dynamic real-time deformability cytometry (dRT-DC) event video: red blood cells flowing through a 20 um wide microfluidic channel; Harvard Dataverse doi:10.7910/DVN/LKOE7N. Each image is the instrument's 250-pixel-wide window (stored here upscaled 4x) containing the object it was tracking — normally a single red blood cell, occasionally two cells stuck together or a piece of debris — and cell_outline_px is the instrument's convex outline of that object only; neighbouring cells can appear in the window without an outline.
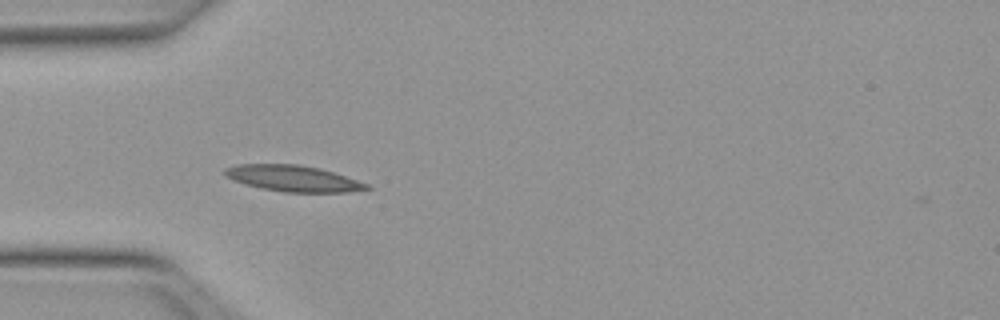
{"species": "Egyptian fruit bat (a non-hibernating species)", "species_latin": "Rousettus aegyptiacus", "temperature_condition": "warm", "stored_images_in_passage": 36, "camera_frame_rate_fps": 3000, "um_per_image_px": 0.085, "animal": {"sex": "female"}, "frame": {"image": 1, "passage_image": 1, "time_ms": 0.0, "image_size_px": [1000, 320], "cell_outline_px": [[372, 188], [348, 192], [284, 192], [260, 188], [244, 184], [232, 180], [224, 176], [224, 168], [236, 164], [300, 164], [320, 168], [368, 184]], "centroid_in_image_um": [24.85, 15.16], "position_along_channel_um": 60.2, "area_um2": 21.62}}
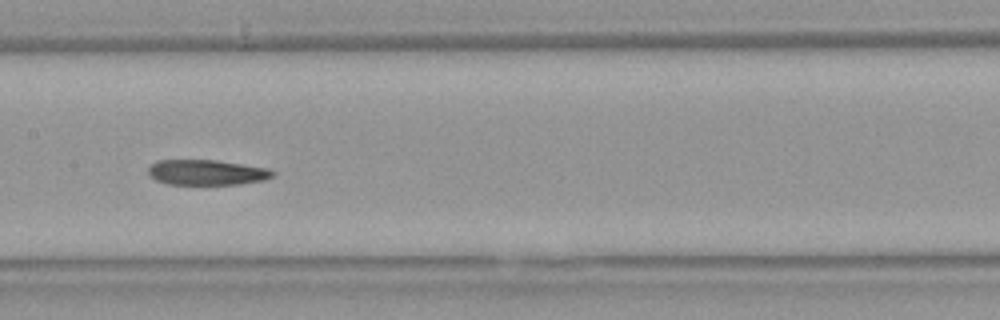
{"frame": {"image": 2, "passage_image": 11, "time_ms": 3.333, "image_size_px": [1000, 320], "cell_outline_px": [[276, 172], [272, 176], [264, 180], [236, 184], [168, 184], [156, 180], [148, 176], [148, 168], [156, 160], [216, 160], [268, 168]], "centroid_in_image_um": [17.54, 14.65], "position_along_channel_um": 189.9, "area_um2": 18.32}}
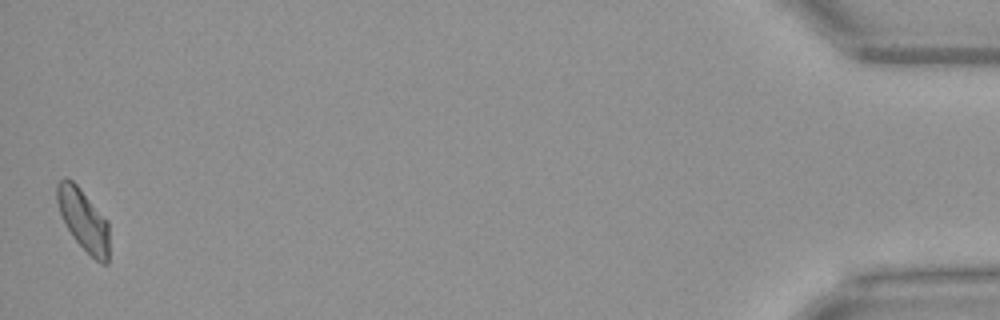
{"frame": {"image": 3, "passage_image": 36, "time_ms": 11.667, "image_size_px": [1000, 320], "cell_outline_px": [[108, 264], [100, 264], [72, 236], [60, 212], [56, 200], [56, 184], [64, 176], [68, 176], [80, 188], [108, 220]], "centroid_in_image_um": [7.08, 18.64], "position_along_channel_um": 428.1, "area_um2": 18.67}, "authors_computed_cell_mechanics": {"area_um2": 19.3341, "velocity_mm_per_s": 3.983, "shape_relaxation_time_tau1_ms": null, "shape_relaxation_time_tau2_ms": 8.2987, "deformation_change_tau1": null, "deformation_change_tau2": 0.1733}}